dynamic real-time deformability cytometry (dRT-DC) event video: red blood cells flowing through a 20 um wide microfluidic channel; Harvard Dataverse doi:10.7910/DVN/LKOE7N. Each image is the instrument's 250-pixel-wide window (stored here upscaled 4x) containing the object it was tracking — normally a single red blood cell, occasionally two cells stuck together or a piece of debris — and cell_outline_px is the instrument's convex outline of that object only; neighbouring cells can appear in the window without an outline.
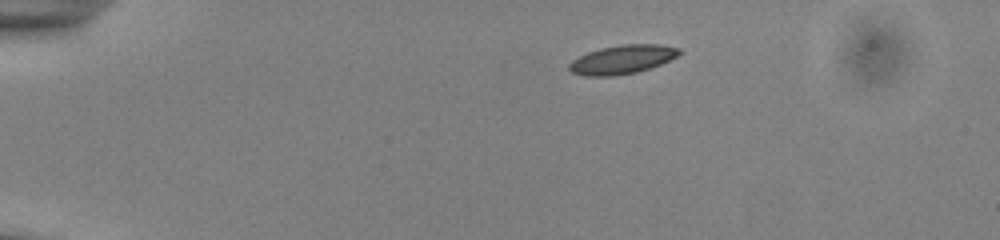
{"species": "common noctule bat (a hibernating species)", "species_latin": "Nyctalus noctula", "temperature_condition": "cold", "stored_images_in_passage": 44, "camera_frame_rate_fps": 3000, "um_per_image_px": 0.085, "animal": {"sex": "male", "body_mass_g": 13.0, "forearm_length_mm": 53.1}, "frame": {"image": 1, "passage_image": 1, "time_ms": 0.0, "image_size_px": [1000, 240], "cell_outline_px": [[684, 52], [660, 64], [636, 72], [612, 76], [584, 76], [572, 72], [568, 68], [568, 64], [572, 60], [588, 52], [600, 48], [620, 44], [660, 44], [680, 48]], "centroid_in_image_um": [52.89, 5.04], "position_along_channel_um": 32.1, "area_um2": 18.44}}
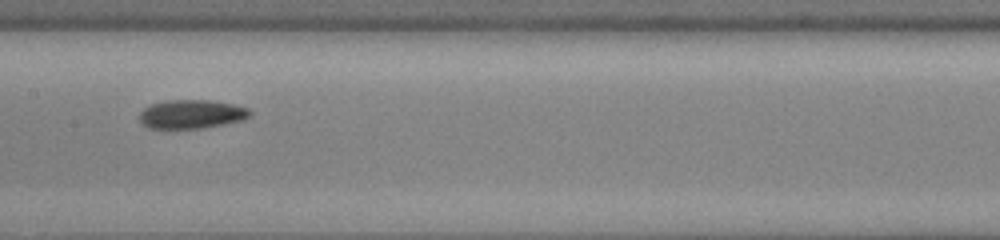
{"frame": {"image": 2, "passage_image": 19, "time_ms": 6.0, "image_size_px": [1000, 240], "cell_outline_px": [[252, 116], [244, 120], [204, 128], [148, 128], [140, 124], [140, 112], [144, 108], [152, 104], [168, 100], [208, 100], [232, 104], [248, 108], [252, 112]], "centroid_in_image_um": [16.3, 9.71], "position_along_channel_um": 191.1, "area_um2": 18.61}}
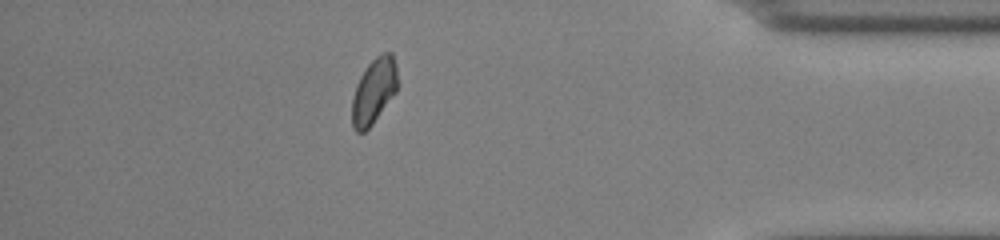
{"frame": {"image": 3, "passage_image": 38, "time_ms": 12.333, "image_size_px": [1000, 240], "cell_outline_px": [[396, 92], [372, 124], [364, 132], [356, 132], [352, 128], [352, 100], [356, 84], [360, 76], [368, 64], [380, 52], [392, 52], [396, 64]], "centroid_in_image_um": [31.76, 7.72], "position_along_channel_um": 403.4, "area_um2": 17.28}, "authors_computed_cell_mechanics": {"area_um2": 18.1203, "velocity_mm_per_s": 3.8643, "shape_relaxation_time_tau1_ms": 8.4323, "shape_relaxation_time_tau2_ms": 3.3957, "deformation_change_tau1": 0.1249, "deformation_change_tau2": 0.0722}}